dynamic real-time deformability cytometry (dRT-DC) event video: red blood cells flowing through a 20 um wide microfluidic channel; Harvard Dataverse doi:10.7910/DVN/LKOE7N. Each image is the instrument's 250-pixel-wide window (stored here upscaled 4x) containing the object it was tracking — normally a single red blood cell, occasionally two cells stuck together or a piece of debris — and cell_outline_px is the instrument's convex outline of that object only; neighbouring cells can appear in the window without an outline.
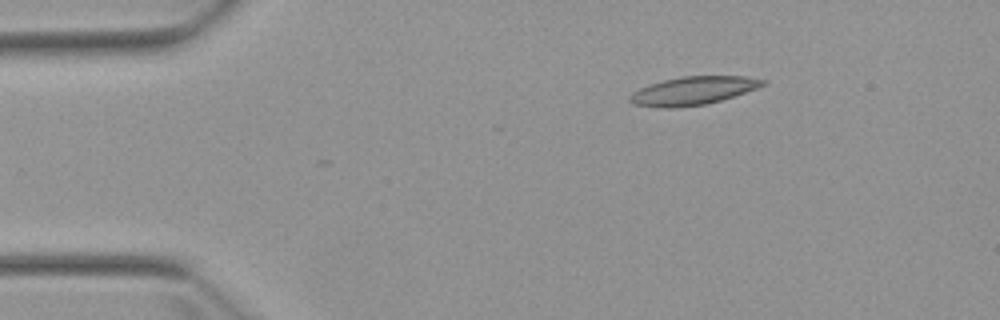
{"species": "Egyptian fruit bat (a non-hibernating species)", "species_latin": "Rousettus aegyptiacus", "temperature_condition": "warm", "stored_images_in_passage": 3, "camera_frame_rate_fps": 3000, "um_per_image_px": 0.085, "animal": {"sex": "female"}, "frame": {"image": 1, "passage_image": 1, "time_ms": 0.0, "image_size_px": [1000, 320], "cell_outline_px": [[768, 84], [720, 100], [704, 104], [676, 108], [656, 108], [632, 104], [628, 100], [628, 96], [632, 92], [648, 84], [680, 76], [748, 76], [768, 80]], "centroid_in_image_um": [58.87, 7.71], "position_along_channel_um": 26.1, "area_um2": 22.08}}
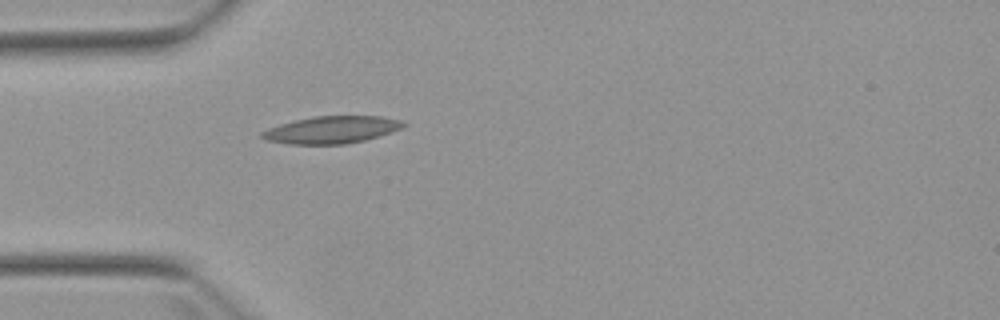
{"frame": {"image": 2, "passage_image": 3, "time_ms": 2.333, "image_size_px": [1000, 320], "cell_outline_px": [[408, 124], [392, 132], [364, 140], [344, 144], [288, 144], [268, 140], [260, 136], [260, 132], [268, 128], [280, 124], [312, 116], [380, 116], [400, 120]], "centroid_in_image_um": [28.18, 11.03], "position_along_channel_um": 56.8, "area_um2": 22.31}}